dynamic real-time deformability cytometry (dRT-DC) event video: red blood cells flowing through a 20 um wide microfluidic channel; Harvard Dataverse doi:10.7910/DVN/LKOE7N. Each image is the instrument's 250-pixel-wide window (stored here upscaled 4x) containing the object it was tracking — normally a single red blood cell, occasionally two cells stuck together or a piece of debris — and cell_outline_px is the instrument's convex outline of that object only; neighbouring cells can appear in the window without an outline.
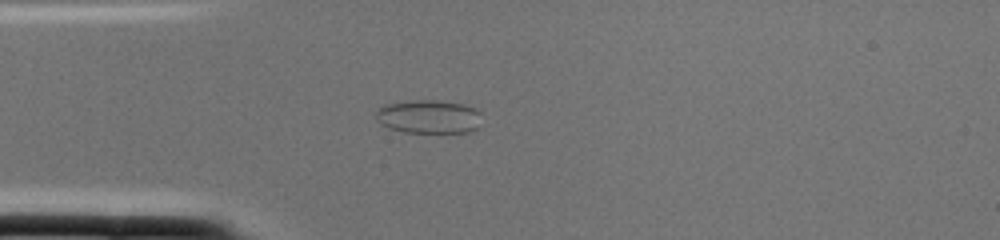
{"species": "common noctule bat (a hibernating species)", "species_latin": "Nyctalus noctula", "temperature_condition": "cold", "stored_images_in_passage": 2, "camera_frame_rate_fps": 3000, "um_per_image_px": 0.085, "animal": {"sex": "female", "body_mass_g": 22.0, "forearm_length_mm": 56.7}, "frame": {"image": 1, "passage_image": 1, "time_ms": 0.0, "image_size_px": [1000, 240], "cell_outline_px": [[480, 112], [476, 128], [468, 132], [404, 132], [388, 128], [380, 124], [376, 120], [376, 112], [384, 104], [412, 100], [436, 100], [464, 104], [476, 108]], "centroid_in_image_um": [36.4, 9.91], "position_along_channel_um": 48.6, "area_um2": 20.63}}